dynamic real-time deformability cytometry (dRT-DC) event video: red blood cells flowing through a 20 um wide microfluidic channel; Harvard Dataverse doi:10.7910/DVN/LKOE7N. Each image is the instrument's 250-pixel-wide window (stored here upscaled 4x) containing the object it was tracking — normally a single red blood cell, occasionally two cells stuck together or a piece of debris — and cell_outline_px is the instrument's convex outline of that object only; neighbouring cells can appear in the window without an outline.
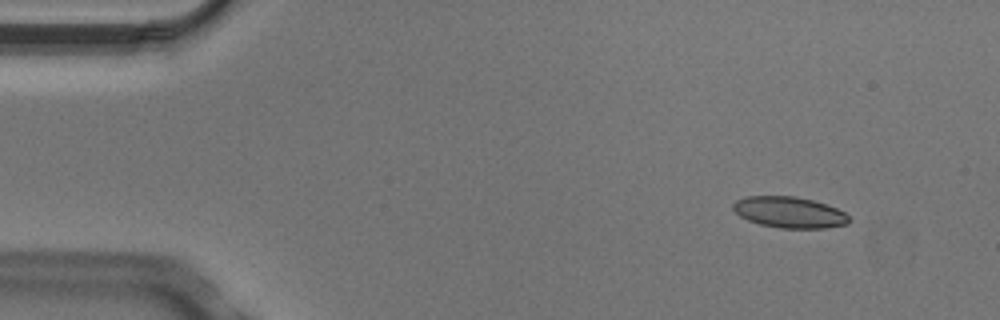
{"species": "Egyptian fruit bat (a non-hibernating species)", "species_latin": "Rousettus aegyptiacus", "temperature_condition": "cold", "stored_images_in_passage": 4, "camera_frame_rate_fps": 3000, "um_per_image_px": 0.085, "animal": {"sex": "male"}, "frame": {"image": 1, "passage_image": 1, "time_ms": 0.0, "image_size_px": [1000, 320], "cell_outline_px": [[852, 220], [848, 224], [824, 228], [780, 228], [760, 224], [748, 220], [740, 216], [732, 208], [732, 204], [736, 200], [748, 196], [796, 196], [812, 200], [836, 208], [844, 212]], "centroid_in_image_um": [67.1, 18.05], "position_along_channel_um": 17.9, "area_um2": 20.98}}
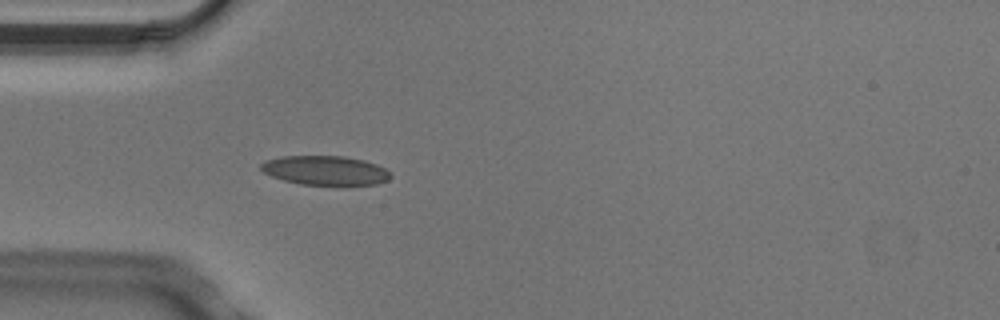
{"frame": {"image": 2, "passage_image": 4, "time_ms": 1.0, "image_size_px": [1000, 320], "cell_outline_px": [[392, 176], [388, 180], [376, 184], [300, 184], [284, 180], [272, 176], [264, 172], [260, 168], [260, 164], [268, 160], [284, 156], [344, 156], [364, 160], [376, 164], [384, 168]], "centroid_in_image_um": [27.65, 14.47], "position_along_channel_um": 57.3, "area_um2": 21.73}}